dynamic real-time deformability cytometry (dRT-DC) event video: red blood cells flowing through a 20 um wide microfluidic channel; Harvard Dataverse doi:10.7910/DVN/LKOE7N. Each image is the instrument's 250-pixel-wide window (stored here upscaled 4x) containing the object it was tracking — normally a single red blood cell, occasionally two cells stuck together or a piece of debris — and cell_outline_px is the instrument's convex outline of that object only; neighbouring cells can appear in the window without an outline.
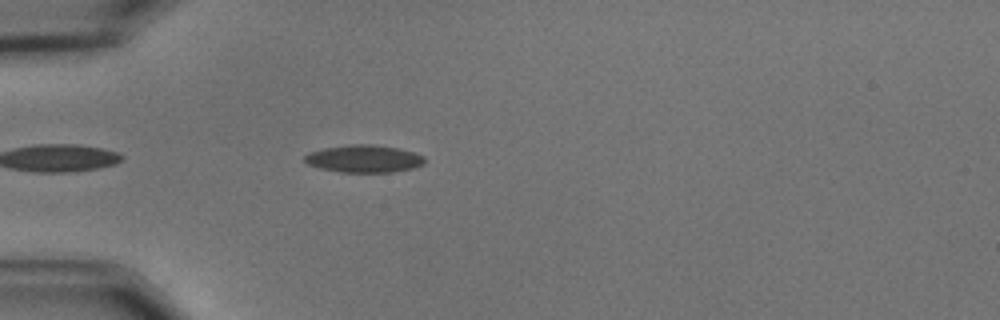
{"species": "common noctule bat (a hibernating species)", "species_latin": "Nyctalus noctula", "temperature_condition": "cold", "stored_images_in_passage": 13, "camera_frame_rate_fps": 3000, "um_per_image_px": 0.085, "animal": {"sex": "male", "body_mass_g": 15.6}, "frame": {"image": 1, "passage_image": 3, "time_ms": 0.667, "image_size_px": [1000, 320], "cell_outline_px": [[424, 164], [412, 168], [392, 172], [340, 172], [320, 168], [308, 164], [304, 160], [304, 156], [308, 152], [324, 148], [352, 144], [376, 144], [400, 148], [424, 156]], "centroid_in_image_um": [30.93, 13.48], "position_along_channel_um": 54.1, "area_um2": 19.25}}